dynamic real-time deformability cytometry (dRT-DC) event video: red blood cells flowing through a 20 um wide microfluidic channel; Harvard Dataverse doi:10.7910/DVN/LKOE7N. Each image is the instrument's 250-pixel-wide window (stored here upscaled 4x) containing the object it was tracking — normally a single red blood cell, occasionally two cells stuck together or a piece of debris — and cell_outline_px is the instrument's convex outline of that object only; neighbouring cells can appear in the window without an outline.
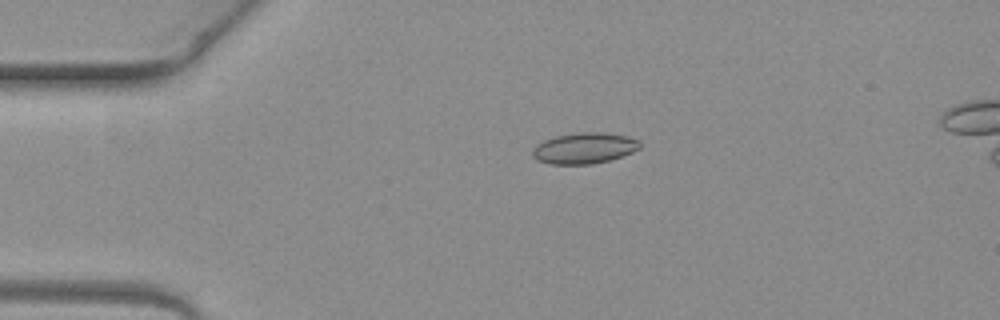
{"species": "common noctule bat (a hibernating species)", "species_latin": "Nyctalus noctula", "temperature_condition": "warm", "stored_images_in_passage": 5, "camera_frame_rate_fps": 3000, "um_per_image_px": 0.085, "animal": {"sex": "female", "body_mass_g": 19.3, "forearm_length_mm": 54.1}, "frame": {"image": 1, "passage_image": 5, "time_ms": 1.333, "image_size_px": [1000, 320], "cell_outline_px": [[640, 148], [632, 152], [608, 160], [592, 164], [552, 164], [536, 160], [532, 156], [532, 148], [536, 144], [544, 140], [556, 136], [580, 132], [604, 132], [628, 136], [640, 140]], "centroid_in_image_um": [49.65, 12.58], "position_along_channel_um": 35.4, "area_um2": 19.42}}